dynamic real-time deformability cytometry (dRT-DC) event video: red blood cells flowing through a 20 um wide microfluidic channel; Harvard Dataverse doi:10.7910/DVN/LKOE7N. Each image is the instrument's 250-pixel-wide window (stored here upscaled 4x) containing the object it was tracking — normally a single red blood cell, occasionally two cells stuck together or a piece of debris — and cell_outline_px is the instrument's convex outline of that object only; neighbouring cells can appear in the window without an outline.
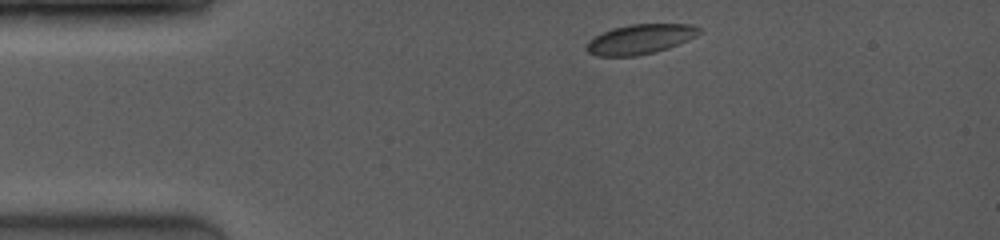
{"species": "common noctule bat (a hibernating species)", "species_latin": "Nyctalus noctula", "temperature_condition": "room temperature", "stored_images_in_passage": 24, "camera_frame_rate_fps": 4000, "um_per_image_px": 0.085, "animal": {"sex": "female", "body_mass_g": 19.0, "forearm_length_mm": 53.3}, "frame": {"image": 1, "passage_image": 1, "time_ms": 0.0, "image_size_px": [1000, 240], "cell_outline_px": [[704, 32], [688, 40], [668, 48], [656, 52], [636, 56], [596, 56], [588, 52], [584, 48], [588, 40], [612, 28], [628, 24], [692, 24], [700, 28]], "centroid_in_image_um": [54.42, 3.33], "position_along_channel_um": 30.6, "area_um2": 19.77}}
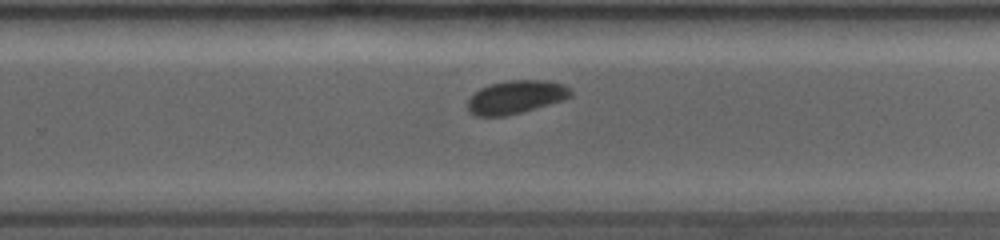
{"frame": {"image": 2, "passage_image": 18, "time_ms": 7.5, "image_size_px": [1000, 240], "cell_outline_px": [[572, 96], [564, 100], [520, 112], [504, 116], [476, 116], [468, 112], [468, 100], [480, 88], [492, 84], [512, 80], [540, 80], [560, 84], [568, 88], [572, 92]], "centroid_in_image_um": [43.83, 8.26], "position_along_channel_um": 286.0, "area_um2": 19.54}}
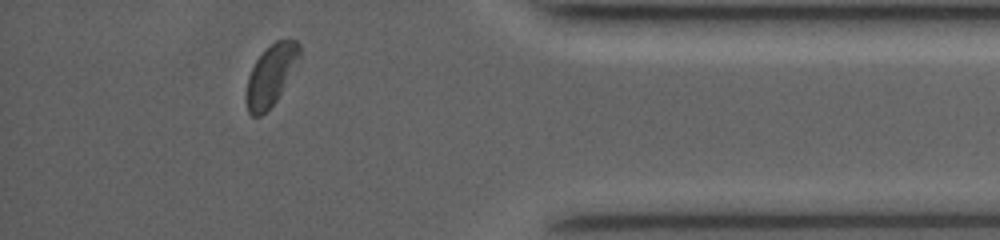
{"frame": {"image": 3, "passage_image": 22, "time_ms": 11.0, "image_size_px": [1000, 240], "cell_outline_px": [[300, 56], [276, 100], [260, 116], [252, 116], [248, 112], [244, 96], [248, 76], [256, 60], [276, 40], [296, 40], [300, 44]], "centroid_in_image_um": [22.98, 6.4], "position_along_channel_um": 412.2, "area_um2": 18.38}, "authors_computed_cell_mechanics": {"area_um2": 20.23, "velocity_mm_per_s": 4.0832, "shape_relaxation_time_tau1_ms": 5.0774, "shape_relaxation_time_tau2_ms": null, "deformation_change_tau1": 0.0652, "deformation_change_tau2": null}}